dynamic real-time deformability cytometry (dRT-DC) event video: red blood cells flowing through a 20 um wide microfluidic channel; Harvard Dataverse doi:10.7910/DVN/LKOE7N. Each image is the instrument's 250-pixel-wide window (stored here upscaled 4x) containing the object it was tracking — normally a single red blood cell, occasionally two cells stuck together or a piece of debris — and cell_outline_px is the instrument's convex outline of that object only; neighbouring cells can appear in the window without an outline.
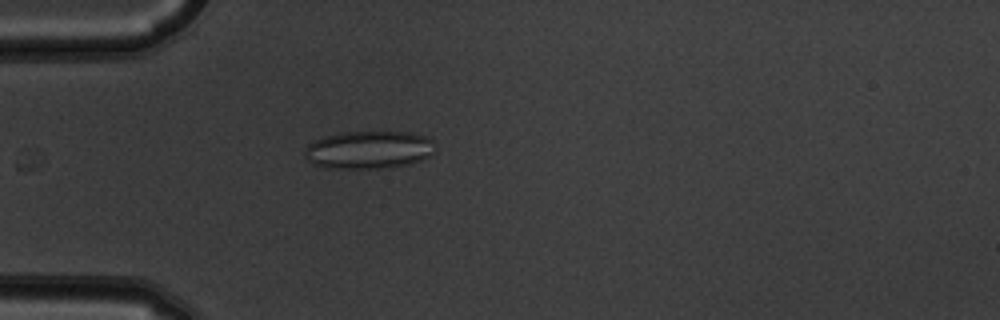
{"species": "common noctule bat (a hibernating species)", "species_latin": "Nyctalus noctula", "temperature_condition": "warm", "stored_images_in_passage": 5, "camera_frame_rate_fps": 3000, "um_per_image_px": 0.085, "animal": {"sex": "male", "body_mass_g": 19.5, "forearm_length_mm": 54.6}, "frame": {"image": 1, "passage_image": 5, "time_ms": 1.333, "image_size_px": [1000, 320], "cell_outline_px": [[432, 152], [428, 156], [420, 160], [408, 164], [380, 168], [332, 168], [312, 164], [304, 156], [304, 148], [308, 144], [316, 140], [340, 132], [408, 132], [428, 136], [432, 140]], "centroid_in_image_um": [31.31, 12.73], "position_along_channel_um": 53.7, "area_um2": 28.5}}